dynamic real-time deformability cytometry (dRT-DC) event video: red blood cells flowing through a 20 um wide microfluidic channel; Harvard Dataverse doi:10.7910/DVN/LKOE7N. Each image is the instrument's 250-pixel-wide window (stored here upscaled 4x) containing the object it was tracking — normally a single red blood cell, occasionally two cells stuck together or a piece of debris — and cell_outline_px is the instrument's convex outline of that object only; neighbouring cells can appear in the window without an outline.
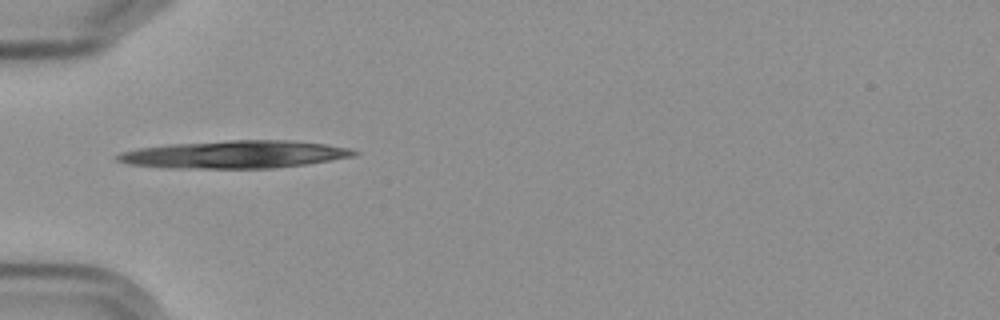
{"species": "Egyptian fruit bat (a non-hibernating species)", "species_latin": "Rousettus aegyptiacus", "temperature_condition": "cold", "stored_images_in_passage": 5, "camera_frame_rate_fps": 3000, "um_per_image_px": 0.085, "frame": {"image": 1, "passage_image": 3, "time_ms": 2.333, "image_size_px": [1000, 320], "cell_outline_px": [[360, 152], [356, 156], [304, 164], [272, 168], [160, 168], [128, 164], [116, 160], [116, 156], [120, 152], [140, 148], [168, 144], [228, 140], [288, 140], [324, 144], [348, 148]], "centroid_in_image_um": [19.9, 13.13], "position_along_channel_um": 65.1, "area_um2": 38.15}}